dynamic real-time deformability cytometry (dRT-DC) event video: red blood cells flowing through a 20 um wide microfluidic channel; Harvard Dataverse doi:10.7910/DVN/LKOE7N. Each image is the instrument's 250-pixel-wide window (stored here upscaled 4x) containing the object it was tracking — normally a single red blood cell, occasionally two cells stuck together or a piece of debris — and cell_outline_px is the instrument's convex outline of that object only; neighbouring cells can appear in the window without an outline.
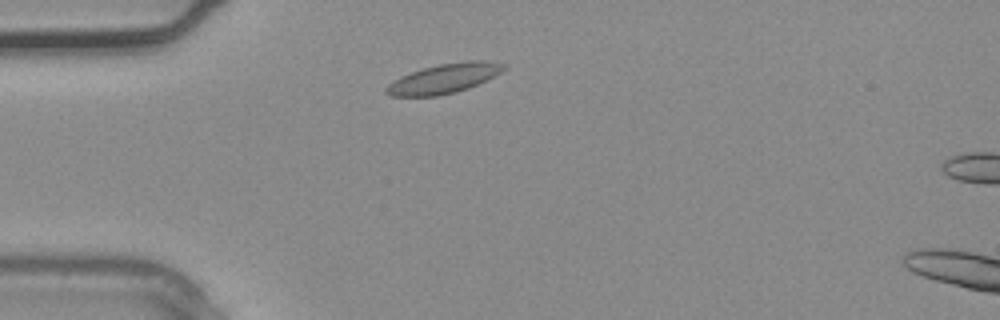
{"species": "common noctule bat (a hibernating species)", "species_latin": "Nyctalus noctula", "temperature_condition": "warm", "stored_images_in_passage": 2, "camera_frame_rate_fps": 3000, "um_per_image_px": 0.085, "animal": {"sex": "male", "body_mass_g": 20.4}, "frame": {"image": 1, "passage_image": 1, "time_ms": 0.0, "image_size_px": [1000, 320], "cell_outline_px": [[508, 68], [468, 88], [456, 92], [436, 96], [392, 96], [384, 92], [384, 88], [388, 84], [412, 72], [424, 68], [440, 64], [468, 60], [484, 60], [508, 64]], "centroid_in_image_um": [37.77, 6.67], "position_along_channel_um": 47.2, "area_um2": 19.94}}